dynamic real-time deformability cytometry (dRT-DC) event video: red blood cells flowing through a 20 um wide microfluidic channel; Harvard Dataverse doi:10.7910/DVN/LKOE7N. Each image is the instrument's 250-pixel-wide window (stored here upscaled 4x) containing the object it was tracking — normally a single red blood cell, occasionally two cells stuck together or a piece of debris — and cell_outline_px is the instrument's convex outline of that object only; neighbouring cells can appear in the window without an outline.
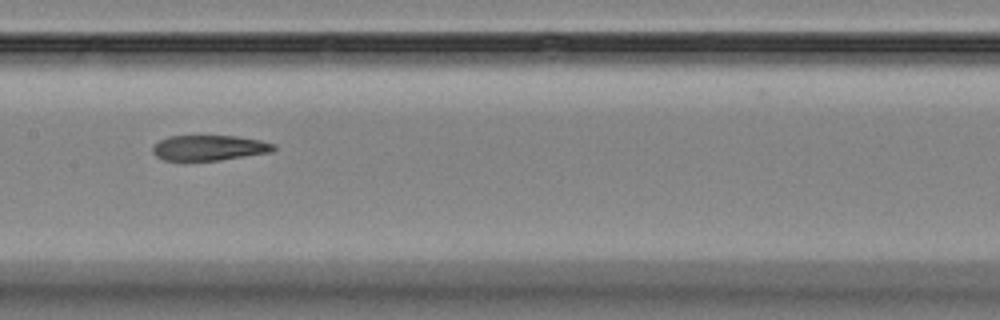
{"species": "Egyptian fruit bat (a non-hibernating species)", "species_latin": "Rousettus aegyptiacus", "temperature_condition": "room temperature", "stored_images_in_passage": 9, "camera_frame_rate_fps": 3000, "um_per_image_px": 0.085, "animal": {"sex": "female"}, "frame": {"image": 1, "passage_image": 8, "time_ms": 8.667, "image_size_px": [1000, 320], "cell_outline_px": [[276, 148], [272, 152], [220, 160], [164, 160], [156, 156], [152, 152], [152, 148], [160, 140], [168, 136], [236, 136], [260, 140], [276, 144]], "centroid_in_image_um": [17.81, 12.56], "position_along_channel_um": 189.6, "area_um2": 17.8}}
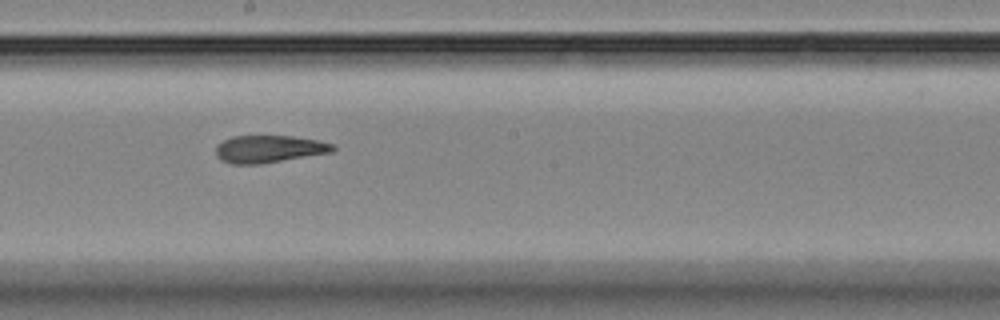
{"frame": {"image": 2, "passage_image": 9, "time_ms": 9.667, "image_size_px": [1000, 320], "cell_outline_px": [[336, 148], [332, 152], [260, 164], [232, 164], [220, 160], [216, 156], [216, 144], [232, 136], [292, 136], [320, 140], [336, 144]], "centroid_in_image_um": [22.87, 12.66], "position_along_channel_um": 225.3, "area_um2": 18.84}}